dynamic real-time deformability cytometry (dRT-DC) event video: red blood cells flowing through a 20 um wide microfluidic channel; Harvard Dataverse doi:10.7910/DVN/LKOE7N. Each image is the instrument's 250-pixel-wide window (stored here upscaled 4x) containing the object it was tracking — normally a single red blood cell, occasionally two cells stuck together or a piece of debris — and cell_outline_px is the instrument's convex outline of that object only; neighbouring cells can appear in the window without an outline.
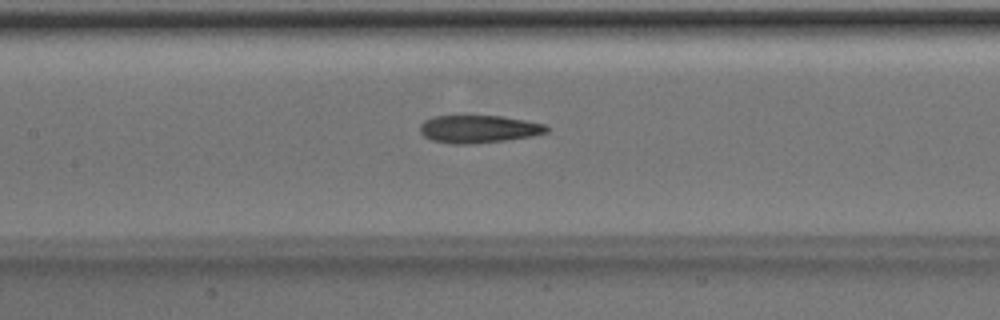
{"species": "Egyptian fruit bat (a non-hibernating species)", "species_latin": "Rousettus aegyptiacus", "temperature_condition": "room temperature", "stored_images_in_passage": 36, "camera_frame_rate_fps": 3000, "um_per_image_px": 0.085, "animal": {"sex": "male"}, "frame": {"image": 1, "passage_image": 9, "time_ms": 2.667, "image_size_px": [1000, 320], "cell_outline_px": [[548, 132], [532, 136], [504, 140], [472, 144], [452, 144], [432, 140], [424, 136], [420, 132], [420, 124], [424, 120], [432, 116], [500, 116], [524, 120], [544, 124], [548, 128]], "centroid_in_image_um": [40.65, 10.97], "position_along_channel_um": 166.8, "area_um2": 20.35}}
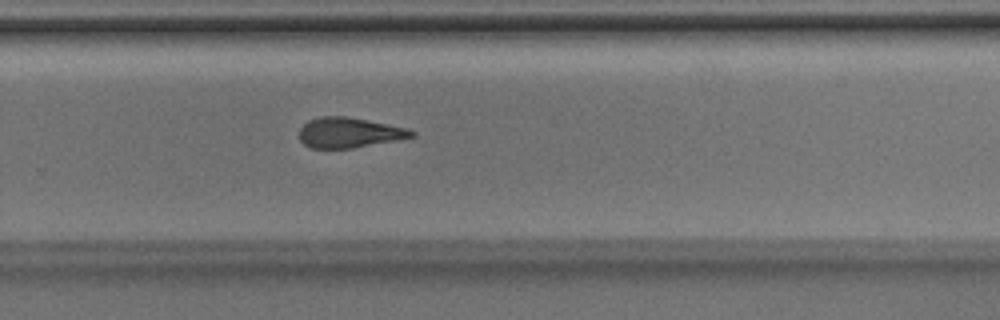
{"frame": {"image": 2, "passage_image": 19, "time_ms": 6.0, "image_size_px": [1000, 320], "cell_outline_px": [[416, 136], [352, 148], [312, 148], [304, 144], [300, 140], [300, 128], [308, 120], [320, 116], [344, 116], [388, 124], [408, 128], [416, 132]], "centroid_in_image_um": [29.67, 11.27], "position_along_channel_um": 300.1, "area_um2": 19.59}}
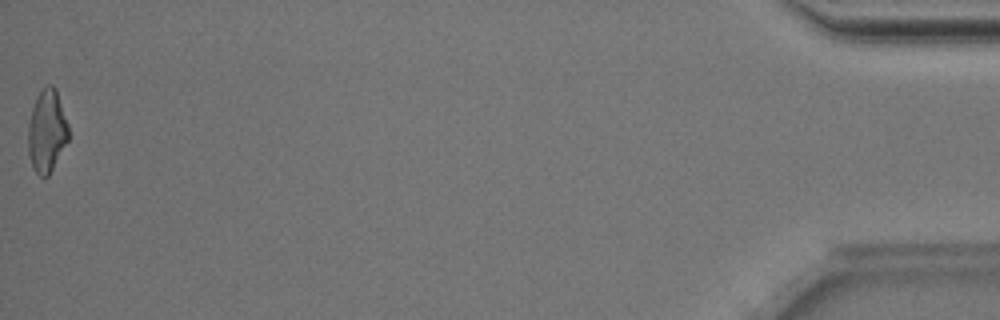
{"frame": {"image": 3, "passage_image": 36, "time_ms": 11.667, "image_size_px": [1000, 320], "cell_outline_px": [[68, 140], [48, 176], [40, 176], [32, 168], [28, 152], [28, 124], [32, 108], [36, 96], [48, 84], [52, 84], [56, 88], [68, 124]], "centroid_in_image_um": [3.97, 11.13], "position_along_channel_um": 431.2, "area_um2": 19.36}, "authors_computed_cell_mechanics": {"area_um2": 20.23, "velocity_mm_per_s": 4.0265, "shape_relaxation_time_tau1_ms": 6.0173, "shape_relaxation_time_tau2_ms": 2.6011, "deformation_change_tau1": 0.205, "deformation_change_tau2": 0.138}}